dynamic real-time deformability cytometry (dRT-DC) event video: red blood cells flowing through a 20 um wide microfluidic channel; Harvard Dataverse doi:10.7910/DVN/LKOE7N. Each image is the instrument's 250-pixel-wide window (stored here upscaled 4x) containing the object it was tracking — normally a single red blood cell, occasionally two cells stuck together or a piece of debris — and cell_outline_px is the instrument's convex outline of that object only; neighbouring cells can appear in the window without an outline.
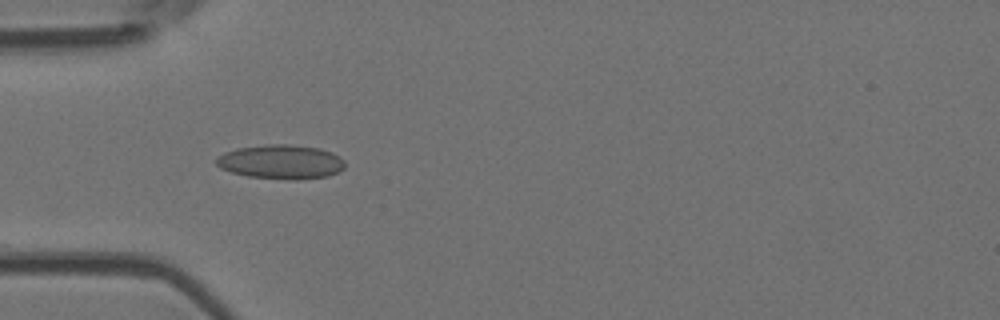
{"species": "Egyptian fruit bat (a non-hibernating species)", "species_latin": "Rousettus aegyptiacus", "temperature_condition": "room temperature", "stored_images_in_passage": 4, "camera_frame_rate_fps": 3000, "um_per_image_px": 0.085, "animal": {"sex": "female"}, "frame": {"image": 1, "passage_image": 3, "time_ms": 2.333, "image_size_px": [1000, 320], "cell_outline_px": [[344, 168], [328, 176], [296, 180], [292, 180], [248, 176], [232, 172], [220, 168], [216, 164], [216, 156], [224, 152], [236, 148], [268, 144], [292, 144], [320, 148], [332, 152], [340, 156], [344, 160]], "centroid_in_image_um": [23.88, 13.75], "position_along_channel_um": 61.1, "area_um2": 25.84}}
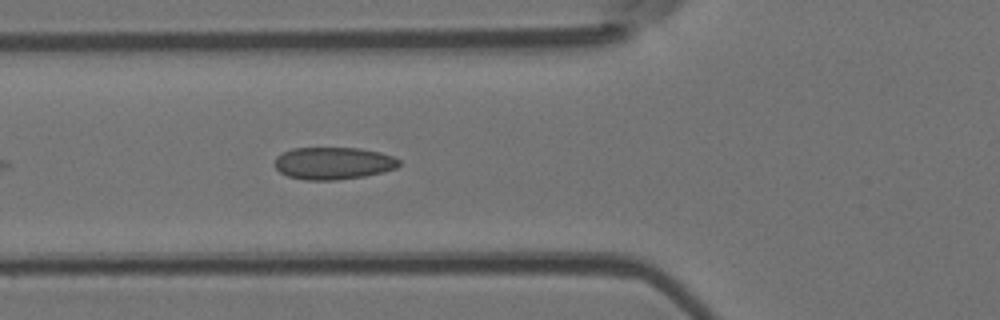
{"frame": {"image": 2, "passage_image": 4, "time_ms": 3.333, "image_size_px": [1000, 320], "cell_outline_px": [[400, 164], [396, 168], [384, 172], [364, 176], [336, 180], [304, 180], [288, 176], [280, 172], [272, 164], [276, 156], [292, 148], [360, 148], [380, 152], [392, 156], [400, 160]], "centroid_in_image_um": [28.31, 13.88], "position_along_channel_um": 97.5, "area_um2": 23.58}}